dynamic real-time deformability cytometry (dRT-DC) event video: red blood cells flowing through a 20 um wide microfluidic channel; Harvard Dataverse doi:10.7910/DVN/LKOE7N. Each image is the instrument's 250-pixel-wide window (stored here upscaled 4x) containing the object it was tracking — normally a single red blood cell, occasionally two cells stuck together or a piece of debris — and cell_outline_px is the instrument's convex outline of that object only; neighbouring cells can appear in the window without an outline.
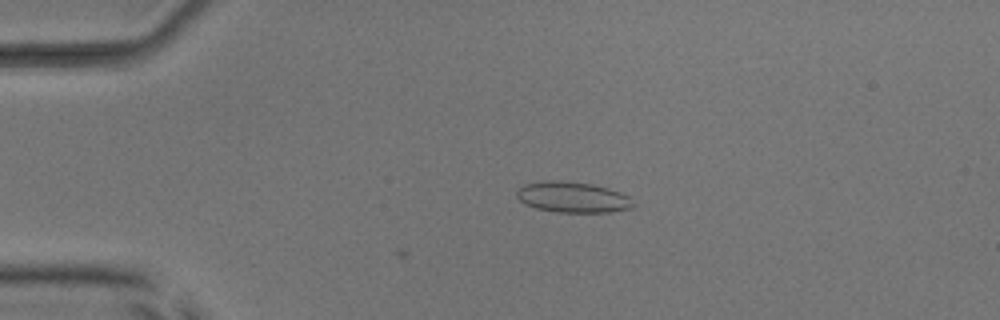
{"species": "common noctule bat (a hibernating species)", "species_latin": "Nyctalus noctula", "temperature_condition": "room temperature", "stored_images_in_passage": 6, "camera_frame_rate_fps": 3000, "um_per_image_px": 0.085, "animal": {"sex": "male", "body_mass_g": 17.9, "forearm_length_mm": 54.2}, "frame": {"image": 1, "passage_image": 3, "time_ms": 0.667, "image_size_px": [1000, 320], "cell_outline_px": [[636, 204], [632, 208], [608, 212], [556, 212], [536, 208], [524, 204], [516, 196], [516, 192], [524, 184], [544, 180], [560, 180], [592, 184], [608, 188], [620, 192], [628, 196]], "centroid_in_image_um": [48.67, 16.76], "position_along_channel_um": 36.3, "area_um2": 20.98}}